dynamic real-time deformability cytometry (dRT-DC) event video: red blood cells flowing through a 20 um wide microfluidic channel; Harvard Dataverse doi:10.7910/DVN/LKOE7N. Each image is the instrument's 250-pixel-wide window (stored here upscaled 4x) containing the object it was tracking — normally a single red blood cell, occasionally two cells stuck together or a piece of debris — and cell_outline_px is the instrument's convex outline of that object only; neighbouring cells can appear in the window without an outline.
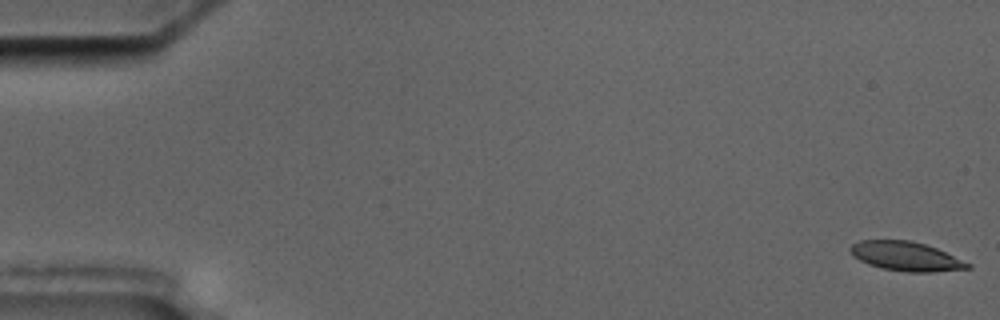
{"species": "common noctule bat (a hibernating species)", "species_latin": "Nyctalus noctula", "temperature_condition": "cold", "stored_images_in_passage": 8, "camera_frame_rate_fps": 3000, "um_per_image_px": 0.085, "animal": {"sex": "male", "body_mass_g": 17.5, "forearm_length_mm": 52.3}, "frame": {"image": 1, "passage_image": 1, "time_ms": 0.0, "image_size_px": [1000, 320], "cell_outline_px": [[972, 268], [932, 272], [908, 272], [884, 268], [868, 264], [852, 256], [848, 248], [852, 244], [860, 240], [908, 240], [924, 244], [936, 248], [972, 264]], "centroid_in_image_um": [76.99, 21.78], "position_along_channel_um": 8.0, "area_um2": 19.88}}
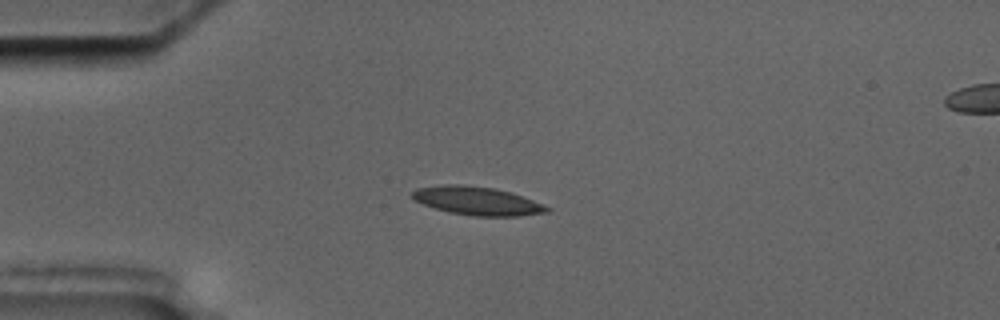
{"frame": {"image": 2, "passage_image": 5, "time_ms": 4.667, "image_size_px": [1000, 320], "cell_outline_px": [[552, 208], [548, 212], [516, 216], [472, 216], [452, 212], [436, 208], [424, 204], [416, 200], [412, 196], [412, 192], [416, 188], [444, 184], [460, 184], [496, 188], [512, 192], [544, 204]], "centroid_in_image_um": [40.61, 17.06], "position_along_channel_um": 44.4, "area_um2": 22.25}}